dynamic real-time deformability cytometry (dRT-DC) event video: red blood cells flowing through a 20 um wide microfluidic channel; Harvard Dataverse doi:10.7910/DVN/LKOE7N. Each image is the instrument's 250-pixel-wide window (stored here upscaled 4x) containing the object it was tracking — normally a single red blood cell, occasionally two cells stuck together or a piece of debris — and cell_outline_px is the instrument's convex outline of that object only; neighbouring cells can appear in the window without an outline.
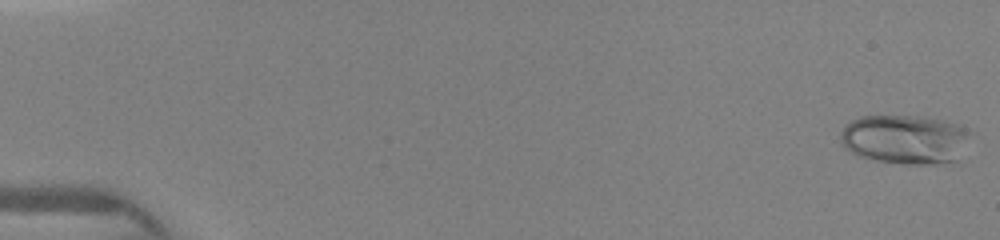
{"species": "human", "species_latin": "Homo sapiens", "temperature_condition": "warm", "stored_images_in_passage": 37, "camera_frame_rate_fps": 3000, "um_per_image_px": 0.085, "donor": {"sex": "female"}, "frame": {"image": 1, "passage_image": 1, "time_ms": 0.0, "image_size_px": [1000, 240], "cell_outline_px": [[972, 132], [956, 160], [936, 164], [904, 164], [876, 160], [860, 156], [844, 148], [840, 140], [840, 132], [852, 120], [860, 116], [920, 116], [940, 120], [956, 124]], "centroid_in_image_um": [76.9, 11.84], "position_along_channel_um": 8.1, "area_um2": 36.99}}
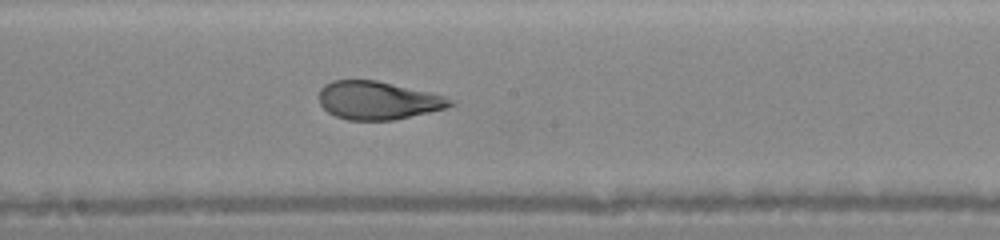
{"frame": {"image": 2, "passage_image": 21, "time_ms": 8.333, "image_size_px": [1000, 240], "cell_outline_px": [[456, 104], [444, 108], [428, 112], [392, 120], [348, 120], [336, 116], [328, 112], [320, 104], [320, 88], [324, 84], [332, 80], [376, 80], [432, 92], [456, 100]], "centroid_in_image_um": [32.14, 8.52], "position_along_channel_um": 216.1, "area_um2": 29.19}}
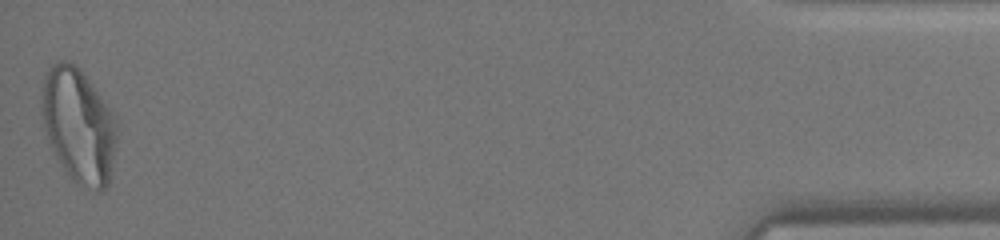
{"frame": {"image": 3, "passage_image": 37, "time_ms": 15.0, "image_size_px": [1000, 240], "cell_outline_px": [[116, 140], [108, 184], [104, 188], [96, 188], [72, 180], [56, 156], [48, 140], [44, 124], [44, 72], [52, 64], [60, 60], [68, 60], [76, 64], [116, 116]], "centroid_in_image_um": [6.7, 10.6], "position_along_channel_um": 428.5, "area_um2": 48.73}}